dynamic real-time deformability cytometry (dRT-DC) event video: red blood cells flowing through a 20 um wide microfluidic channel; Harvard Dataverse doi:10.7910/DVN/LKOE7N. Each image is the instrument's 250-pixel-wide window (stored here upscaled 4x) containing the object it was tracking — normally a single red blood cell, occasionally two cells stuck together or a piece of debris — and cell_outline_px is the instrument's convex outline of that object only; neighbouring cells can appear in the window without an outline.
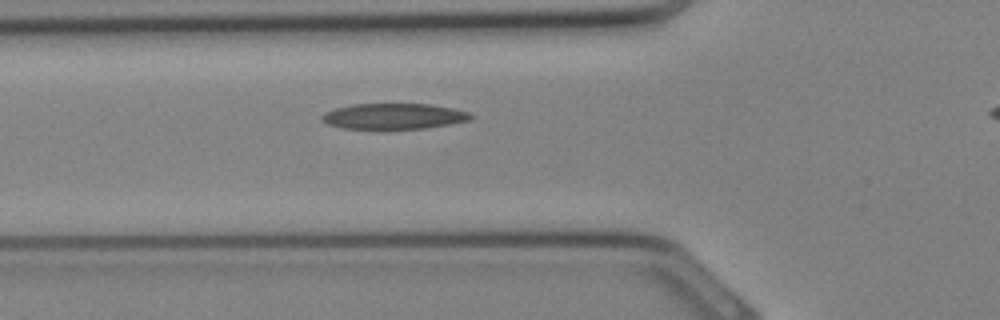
{"species": "Egyptian fruit bat (a non-hibernating species)", "species_latin": "Rousettus aegyptiacus", "temperature_condition": "cold", "stored_images_in_passage": 22, "camera_frame_rate_fps": 3000, "um_per_image_px": 0.085, "animal": {"sex": "female"}, "frame": {"image": 1, "passage_image": 4, "time_ms": 1.0, "image_size_px": [1000, 320], "cell_outline_px": [[472, 116], [468, 120], [448, 124], [424, 128], [380, 132], [372, 132], [340, 128], [328, 124], [320, 120], [320, 116], [324, 112], [336, 108], [352, 104], [432, 104], [452, 108], [468, 112]], "centroid_in_image_um": [33.34, 9.93], "position_along_channel_um": 92.5, "area_um2": 23.35}}
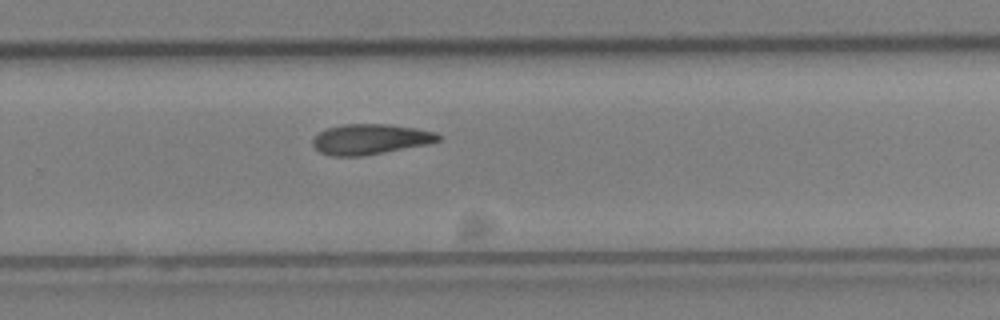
{"frame": {"image": 2, "passage_image": 14, "time_ms": 4.333, "image_size_px": [1000, 320], "cell_outline_px": [[440, 140], [428, 144], [384, 152], [360, 156], [332, 156], [320, 152], [312, 144], [312, 140], [320, 132], [328, 128], [344, 124], [384, 124], [416, 128], [436, 132], [440, 136]], "centroid_in_image_um": [31.48, 11.83], "position_along_channel_um": 298.3, "area_um2": 21.96}}
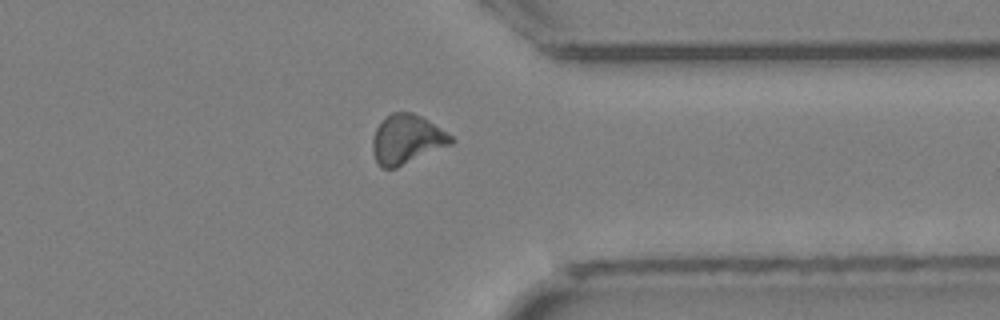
{"frame": {"image": 3, "passage_image": 18, "time_ms": 5.667, "image_size_px": [1000, 320], "cell_outline_px": [[456, 140], [452, 144], [396, 168], [380, 168], [376, 164], [372, 152], [372, 136], [376, 128], [392, 112], [412, 112], [428, 120], [452, 136]], "centroid_in_image_um": [34.55, 11.87], "position_along_channel_um": 376.8, "area_um2": 22.54}}